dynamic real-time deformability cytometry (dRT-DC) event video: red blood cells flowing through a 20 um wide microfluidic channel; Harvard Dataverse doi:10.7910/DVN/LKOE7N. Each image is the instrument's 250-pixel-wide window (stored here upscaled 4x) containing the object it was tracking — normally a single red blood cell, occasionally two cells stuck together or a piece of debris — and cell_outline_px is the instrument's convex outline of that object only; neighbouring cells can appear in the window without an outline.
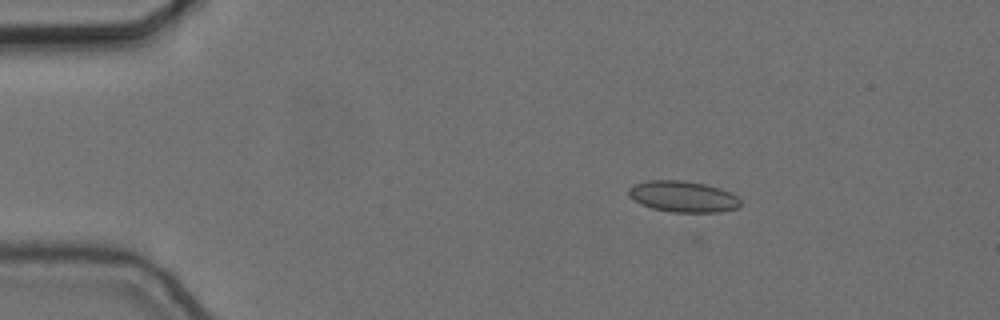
{"species": "common noctule bat (a hibernating species)", "species_latin": "Nyctalus noctula", "temperature_condition": "cold", "stored_images_in_passage": 8, "camera_frame_rate_fps": 3000, "um_per_image_px": 0.085, "animal": {"sex": "female", "body_mass_g": 24.6, "forearm_length_mm": 56.2}, "frame": {"image": 1, "passage_image": 1, "time_ms": 0.0, "image_size_px": [1000, 320], "cell_outline_px": [[740, 204], [736, 208], [720, 212], [672, 212], [652, 208], [640, 204], [632, 200], [628, 196], [628, 188], [636, 184], [648, 180], [680, 180], [704, 184], [720, 188], [736, 196], [740, 200]], "centroid_in_image_um": [58.01, 16.71], "position_along_channel_um": 27.0, "area_um2": 20.23}}